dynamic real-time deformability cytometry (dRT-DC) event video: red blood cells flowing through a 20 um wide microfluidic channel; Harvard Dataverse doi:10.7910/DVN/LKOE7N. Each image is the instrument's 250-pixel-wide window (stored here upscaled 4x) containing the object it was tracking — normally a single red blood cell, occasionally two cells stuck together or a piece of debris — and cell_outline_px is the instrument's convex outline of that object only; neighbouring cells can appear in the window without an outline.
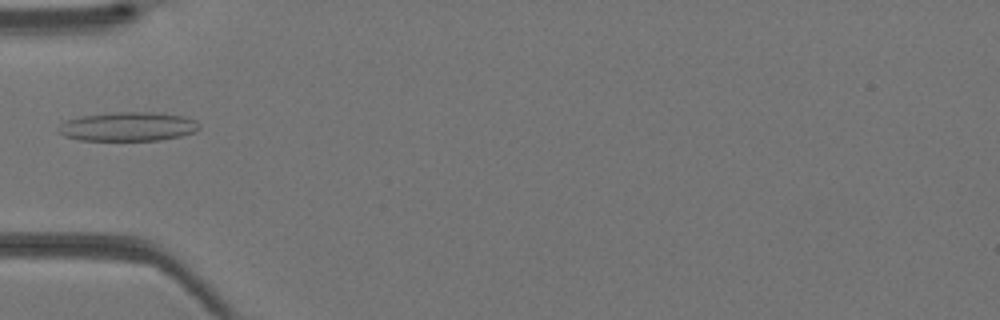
{"species": "Egyptian fruit bat (a non-hibernating species)", "species_latin": "Rousettus aegyptiacus", "temperature_condition": "warm", "stored_images_in_passage": 25, "camera_frame_rate_fps": 3000, "um_per_image_px": 0.085, "animal": {"sex": "female"}, "frame": {"image": 1, "passage_image": 1, "time_ms": 0.0, "image_size_px": [1000, 320], "cell_outline_px": [[200, 128], [196, 132], [180, 136], [160, 140], [80, 140], [64, 136], [56, 128], [60, 124], [68, 120], [80, 116], [116, 112], [160, 112], [184, 116], [196, 120], [200, 124]], "centroid_in_image_um": [10.93, 10.75], "position_along_channel_um": 74.1, "area_um2": 23.99}}
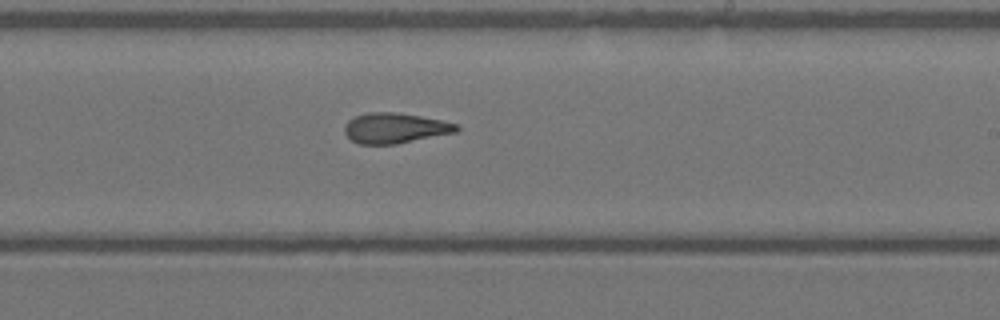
{"frame": {"image": 2, "passage_image": 12, "time_ms": 3.667, "image_size_px": [1000, 320], "cell_outline_px": [[460, 128], [456, 132], [396, 144], [360, 144], [352, 140], [344, 132], [344, 128], [348, 120], [356, 116], [368, 112], [396, 112], [420, 116], [460, 124]], "centroid_in_image_um": [33.59, 10.88], "position_along_channel_um": 255.4, "area_um2": 19.71}}
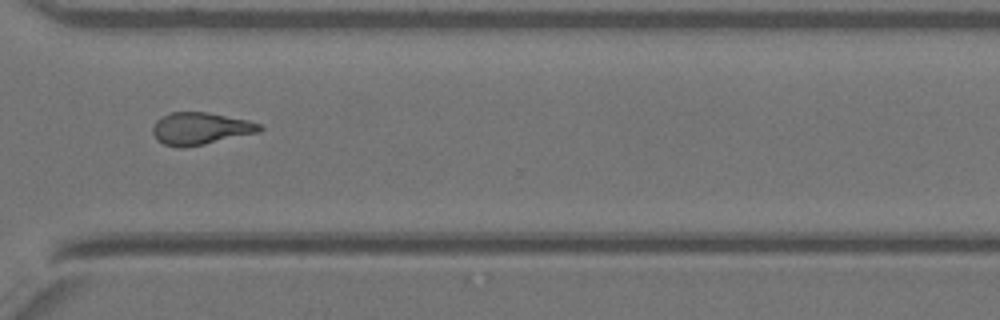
{"frame": {"image": 3, "passage_image": 18, "time_ms": 5.667, "image_size_px": [1000, 320], "cell_outline_px": [[264, 128], [260, 132], [204, 144], [184, 148], [176, 148], [164, 144], [156, 140], [152, 132], [152, 128], [156, 120], [172, 112], [208, 112], [248, 120], [260, 124]], "centroid_in_image_um": [17.03, 10.94], "position_along_channel_um": 353.6, "area_um2": 20.17}}